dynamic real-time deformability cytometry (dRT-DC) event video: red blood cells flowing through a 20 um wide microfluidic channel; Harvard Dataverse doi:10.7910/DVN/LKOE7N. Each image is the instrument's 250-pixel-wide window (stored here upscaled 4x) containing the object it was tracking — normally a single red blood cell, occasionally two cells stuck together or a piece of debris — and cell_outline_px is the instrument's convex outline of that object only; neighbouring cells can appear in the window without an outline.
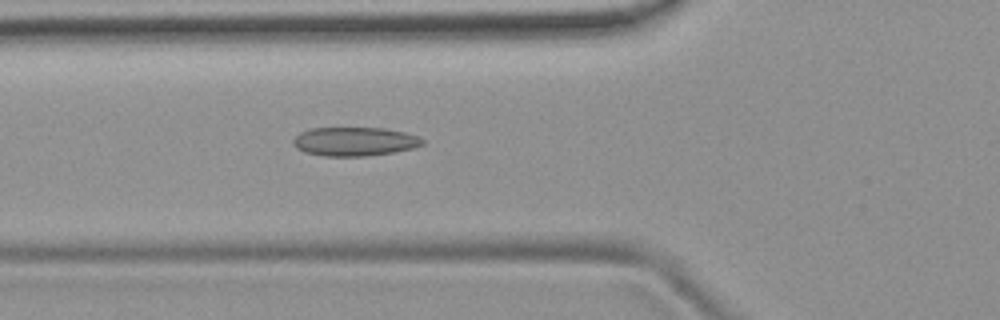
{"species": "common noctule bat (a hibernating species)", "species_latin": "Nyctalus noctula", "temperature_condition": "room temperature", "stored_images_in_passage": 6, "camera_frame_rate_fps": 3000, "um_per_image_px": 0.085, "animal": {"sex": "female", "body_mass_g": 19.9}, "frame": {"image": 1, "passage_image": 6, "time_ms": 5.667, "image_size_px": [1000, 320], "cell_outline_px": [[424, 144], [412, 148], [396, 152], [368, 156], [324, 156], [304, 152], [296, 148], [292, 144], [292, 140], [300, 132], [312, 128], [384, 128], [404, 132], [416, 136], [424, 140]], "centroid_in_image_um": [30.12, 12.03], "position_along_channel_um": 95.7, "area_um2": 21.79}}